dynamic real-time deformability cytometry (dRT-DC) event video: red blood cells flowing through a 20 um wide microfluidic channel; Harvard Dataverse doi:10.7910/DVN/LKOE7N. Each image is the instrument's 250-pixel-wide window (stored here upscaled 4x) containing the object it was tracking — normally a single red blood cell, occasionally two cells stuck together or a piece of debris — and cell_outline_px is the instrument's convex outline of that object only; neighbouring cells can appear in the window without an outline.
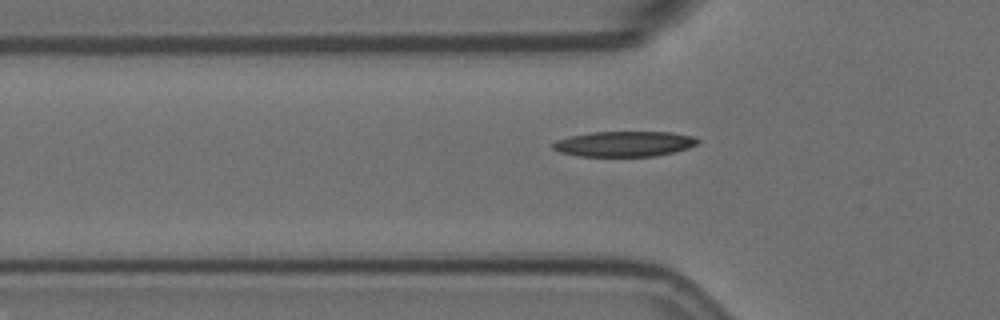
{"species": "Egyptian fruit bat (a non-hibernating species)", "species_latin": "Rousettus aegyptiacus", "temperature_condition": "room temperature", "stored_images_in_passage": 40, "camera_frame_rate_fps": 3000, "um_per_image_px": 0.085, "animal": {"sex": "female"}, "frame": {"image": 1, "passage_image": 7, "time_ms": 2.0, "image_size_px": [1000, 320], "cell_outline_px": [[700, 140], [696, 144], [688, 148], [676, 152], [656, 156], [580, 156], [560, 152], [552, 148], [552, 144], [556, 140], [568, 136], [592, 132], [672, 132], [692, 136]], "centroid_in_image_um": [53.06, 12.23], "position_along_channel_um": 72.7, "area_um2": 21.44}}
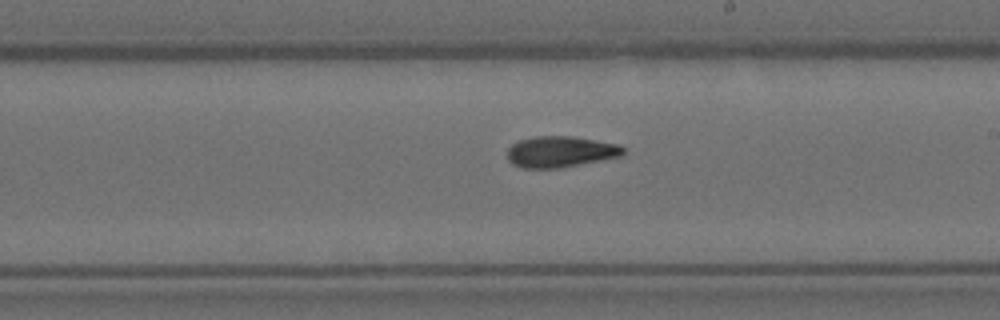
{"frame": {"image": 2, "passage_image": 21, "time_ms": 6.667, "image_size_px": [1000, 320], "cell_outline_px": [[624, 156], [560, 168], [520, 168], [512, 164], [508, 160], [508, 148], [512, 144], [520, 140], [536, 136], [572, 136], [620, 144], [624, 148]], "centroid_in_image_um": [47.66, 12.9], "position_along_channel_um": 241.3, "area_um2": 21.21}}
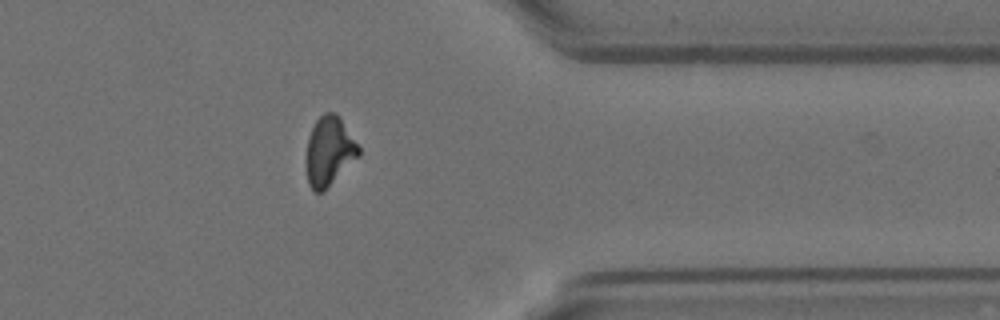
{"frame": {"image": 3, "passage_image": 34, "time_ms": 11.0, "image_size_px": [1000, 320], "cell_outline_px": [[360, 156], [324, 192], [312, 192], [308, 184], [304, 164], [304, 160], [308, 136], [316, 120], [324, 112], [336, 112], [340, 116], [360, 148]], "centroid_in_image_um": [27.95, 12.89], "position_along_channel_um": 383.4, "area_um2": 21.91}}